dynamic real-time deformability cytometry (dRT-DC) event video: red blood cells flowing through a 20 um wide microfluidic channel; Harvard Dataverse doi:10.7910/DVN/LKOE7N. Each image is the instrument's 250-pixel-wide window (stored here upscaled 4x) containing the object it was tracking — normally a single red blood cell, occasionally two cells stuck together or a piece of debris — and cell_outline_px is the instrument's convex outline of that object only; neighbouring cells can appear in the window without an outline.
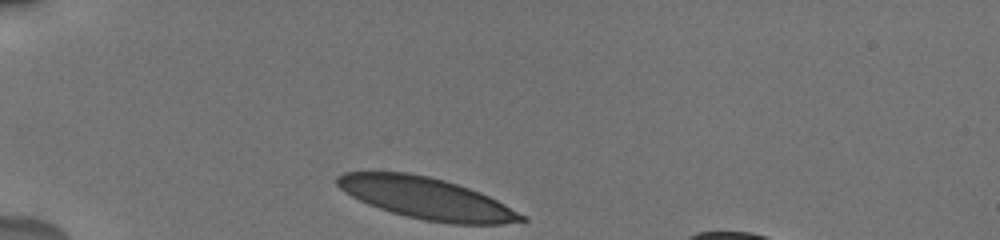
{"species": "human", "species_latin": "Homo sapiens", "temperature_condition": "cold", "stored_images_in_passage": 7, "camera_frame_rate_fps": 3000, "um_per_image_px": 0.085, "donor": {"sex": "male"}, "frame": {"image": 1, "passage_image": 1, "time_ms": 0.0, "image_size_px": [1000, 240], "cell_outline_px": [[528, 220], [504, 224], [452, 224], [424, 220], [392, 212], [368, 204], [344, 192], [336, 184], [336, 176], [344, 172], [408, 172], [428, 176], [444, 180], [480, 192], [504, 204], [524, 216]], "centroid_in_image_um": [36.22, 16.85], "position_along_channel_um": 48.8, "area_um2": 44.1}}
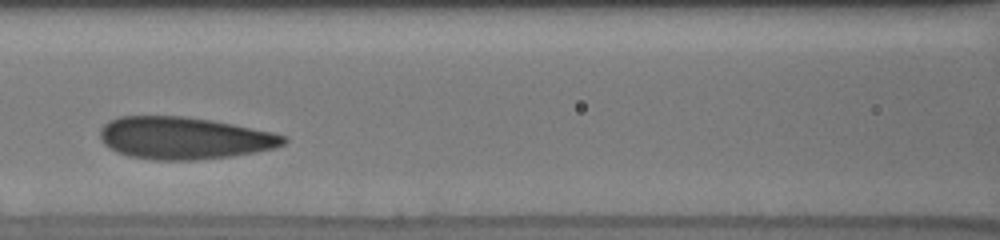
{"frame": {"image": 2, "passage_image": 5, "time_ms": 3.667, "image_size_px": [1000, 240], "cell_outline_px": [[288, 140], [284, 144], [276, 148], [232, 156], [196, 160], [156, 160], [128, 156], [116, 152], [108, 148], [100, 140], [100, 128], [108, 120], [120, 116], [184, 116], [212, 120], [272, 132], [288, 136]], "centroid_in_image_um": [15.63, 11.74], "position_along_channel_um": 151.0, "area_um2": 45.49}}
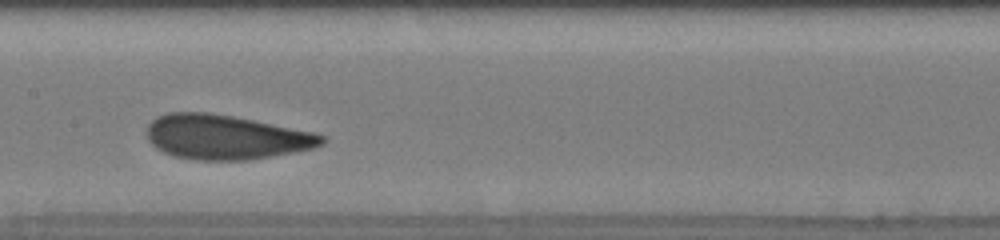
{"frame": {"image": 3, "passage_image": 6, "time_ms": 4.667, "image_size_px": [1000, 240], "cell_outline_px": [[328, 140], [324, 144], [312, 148], [292, 152], [248, 160], [200, 160], [172, 156], [156, 148], [148, 140], [148, 124], [156, 116], [168, 112], [208, 112], [232, 116], [312, 132], [324, 136]], "centroid_in_image_um": [19.15, 11.65], "position_along_channel_um": 188.2, "area_um2": 45.14}}